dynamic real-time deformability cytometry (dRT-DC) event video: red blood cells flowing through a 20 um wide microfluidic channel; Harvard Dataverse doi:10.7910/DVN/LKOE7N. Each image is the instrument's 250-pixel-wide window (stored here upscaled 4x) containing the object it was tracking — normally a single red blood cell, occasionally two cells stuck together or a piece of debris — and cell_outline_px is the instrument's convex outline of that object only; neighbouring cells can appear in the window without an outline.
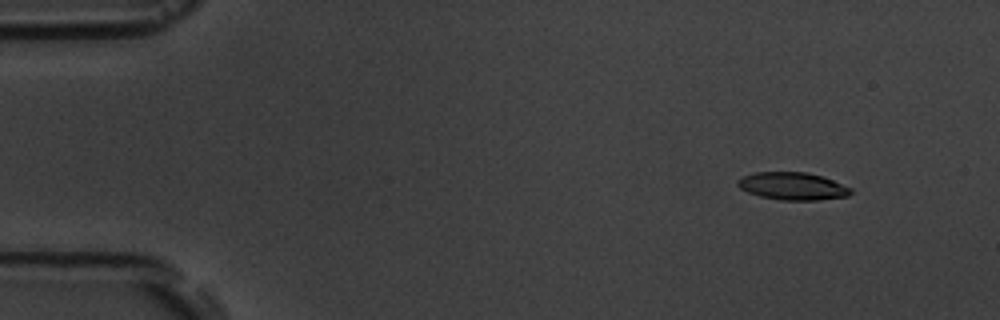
{"species": "common noctule bat (a hibernating species)", "species_latin": "Nyctalus noctula", "temperature_condition": "room temperature", "stored_images_in_passage": 5, "camera_frame_rate_fps": 3000, "um_per_image_px": 0.085, "animal": {"sex": "male", "body_mass_g": 19.5, "forearm_length_mm": 54.6}, "frame": {"image": 1, "passage_image": 2, "time_ms": 1.333, "image_size_px": [1000, 320], "cell_outline_px": [[852, 192], [848, 196], [816, 200], [780, 200], [760, 196], [748, 192], [740, 188], [736, 184], [736, 180], [744, 176], [756, 172], [808, 172], [824, 176], [852, 188]], "centroid_in_image_um": [67.39, 15.81], "position_along_channel_um": 17.6, "area_um2": 18.26}}
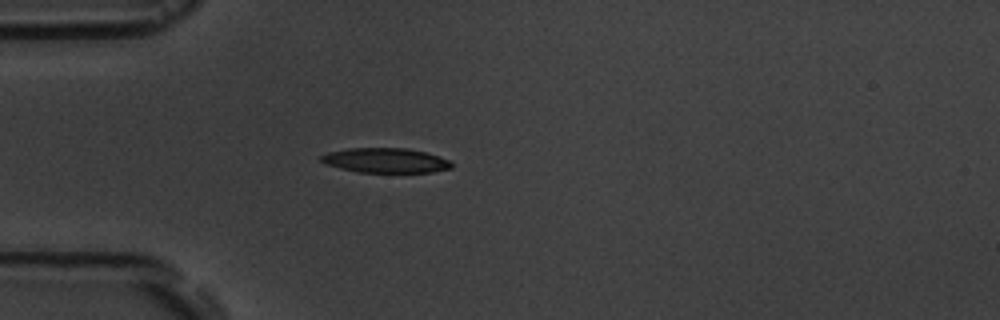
{"frame": {"image": 2, "passage_image": 5, "time_ms": 4.667, "image_size_px": [1000, 320], "cell_outline_px": [[452, 168], [432, 172], [360, 172], [340, 168], [324, 164], [320, 160], [320, 156], [328, 152], [348, 148], [408, 148], [440, 156], [452, 160]], "centroid_in_image_um": [32.79, 13.63], "position_along_channel_um": 52.2, "area_um2": 18.9}}